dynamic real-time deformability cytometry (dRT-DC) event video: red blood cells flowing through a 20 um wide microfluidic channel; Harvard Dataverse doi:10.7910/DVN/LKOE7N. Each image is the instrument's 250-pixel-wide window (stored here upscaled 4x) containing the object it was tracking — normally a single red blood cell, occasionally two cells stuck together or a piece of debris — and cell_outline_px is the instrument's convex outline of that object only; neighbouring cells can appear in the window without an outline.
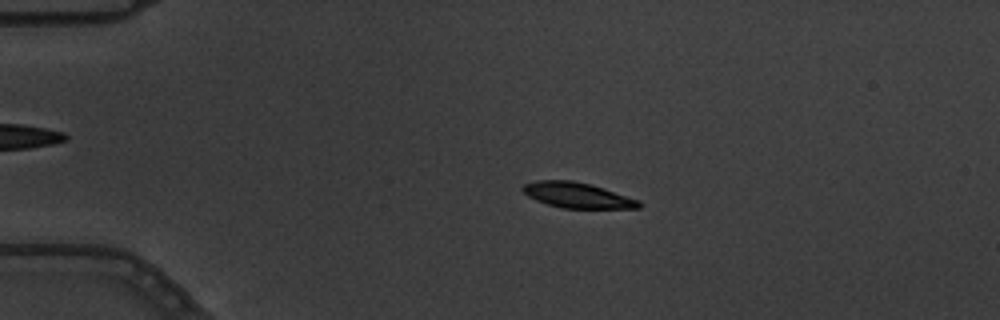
{"species": "common noctule bat (a hibernating species)", "species_latin": "Nyctalus noctula", "temperature_condition": "warm", "stored_images_in_passage": 6, "camera_frame_rate_fps": 3000, "um_per_image_px": 0.085, "animal": {"sex": "male", "body_mass_g": 19.5, "forearm_length_mm": 54.6}, "frame": {"image": 1, "passage_image": 4, "time_ms": 1.0, "image_size_px": [1000, 320], "cell_outline_px": [[640, 208], [564, 208], [548, 204], [536, 200], [528, 196], [520, 188], [524, 184], [536, 180], [572, 180], [604, 188], [640, 200]], "centroid_in_image_um": [49.06, 16.59], "position_along_channel_um": 35.9, "area_um2": 17.11}}
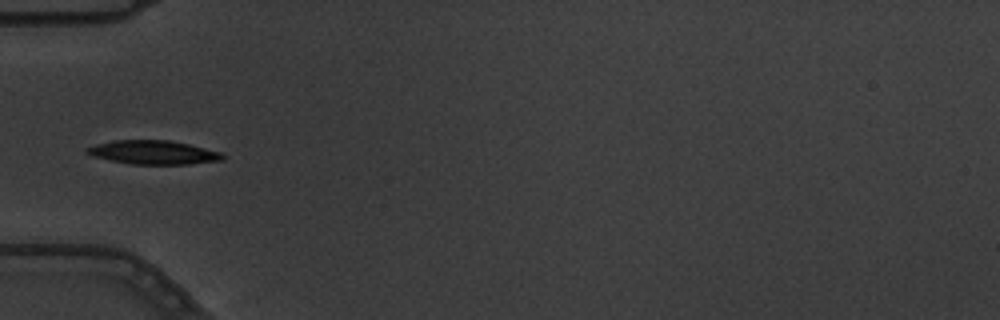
{"frame": {"image": 2, "passage_image": 6, "time_ms": 1.667, "image_size_px": [1000, 320], "cell_outline_px": [[224, 160], [188, 164], [132, 164], [112, 160], [96, 156], [84, 152], [84, 148], [96, 144], [112, 140], [168, 140], [188, 144], [220, 152], [224, 156]], "centroid_in_image_um": [13.02, 12.95], "position_along_channel_um": 72.0, "area_um2": 18.61}}